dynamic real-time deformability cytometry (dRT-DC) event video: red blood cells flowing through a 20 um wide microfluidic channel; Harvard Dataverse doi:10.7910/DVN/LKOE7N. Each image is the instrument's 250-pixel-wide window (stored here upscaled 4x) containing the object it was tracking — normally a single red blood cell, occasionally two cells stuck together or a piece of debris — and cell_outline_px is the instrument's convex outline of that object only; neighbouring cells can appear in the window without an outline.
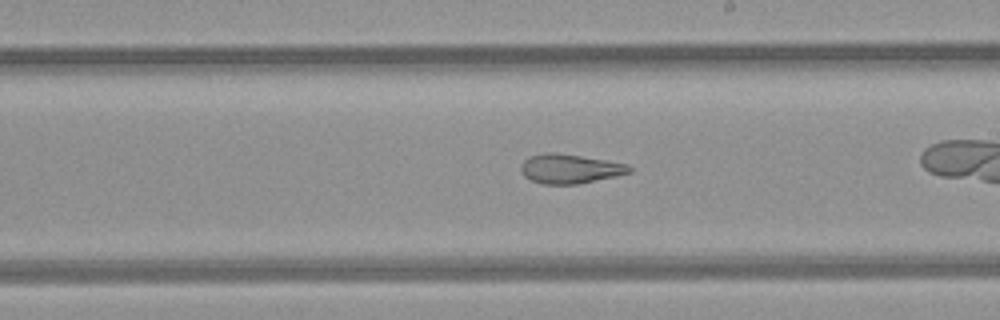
{"species": "common noctule bat (a hibernating species)", "species_latin": "Nyctalus noctula", "temperature_condition": "room temperature", "stored_images_in_passage": 36, "camera_frame_rate_fps": 3000, "um_per_image_px": 0.085, "animal": {"sex": "female", "body_mass_g": 21.9}, "frame": {"image": 1, "passage_image": 26, "time_ms": 8.333, "image_size_px": [1000, 320], "cell_outline_px": [[632, 172], [616, 176], [576, 184], [544, 184], [532, 180], [524, 176], [520, 172], [520, 164], [528, 156], [544, 152], [556, 152], [628, 164], [632, 168]], "centroid_in_image_um": [48.4, 14.33], "position_along_channel_um": 240.6, "area_um2": 18.55}}